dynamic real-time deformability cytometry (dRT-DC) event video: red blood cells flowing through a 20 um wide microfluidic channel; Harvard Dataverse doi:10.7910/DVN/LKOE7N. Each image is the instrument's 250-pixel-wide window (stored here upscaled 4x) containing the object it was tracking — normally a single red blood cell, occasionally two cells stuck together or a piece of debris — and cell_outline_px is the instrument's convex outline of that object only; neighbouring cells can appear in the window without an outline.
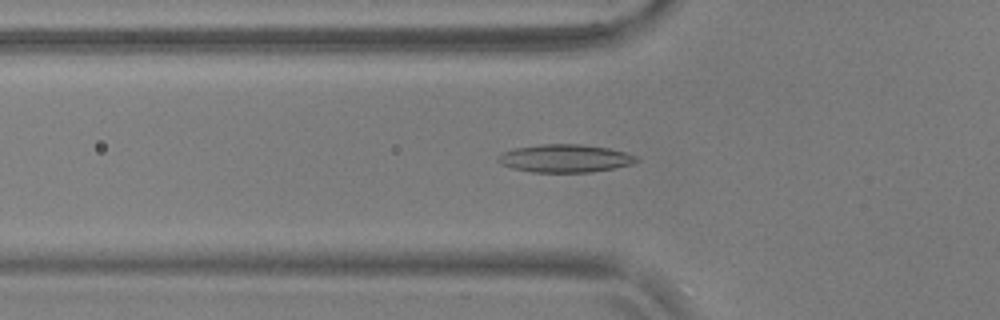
{"species": "common noctule bat (a hibernating species)", "species_latin": "Nyctalus noctula", "temperature_condition": "warm", "stored_images_in_passage": 55, "camera_frame_rate_fps": 3000, "um_per_image_px": 0.085, "animal": {"sex": "male", "body_mass_g": 17.9, "forearm_length_mm": 54.2}, "frame": {"image": 1, "passage_image": 19, "time_ms": 6.0, "image_size_px": [1000, 320], "cell_outline_px": [[640, 160], [632, 164], [592, 172], [532, 172], [512, 168], [496, 160], [496, 156], [512, 148], [540, 144], [580, 144], [608, 148], [624, 152], [636, 156]], "centroid_in_image_um": [48.0, 13.45], "position_along_channel_um": 77.8, "area_um2": 22.48}}
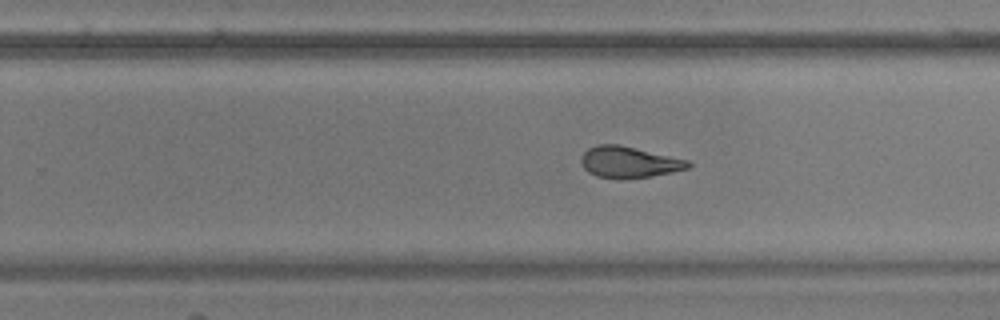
{"frame": {"image": 2, "passage_image": 35, "time_ms": 11.333, "image_size_px": [1000, 320], "cell_outline_px": [[692, 164], [688, 168], [672, 172], [652, 176], [596, 176], [588, 172], [584, 168], [580, 160], [580, 156], [588, 148], [596, 144], [620, 144], [688, 160]], "centroid_in_image_um": [53.45, 13.73], "position_along_channel_um": 276.4, "area_um2": 18.96}}
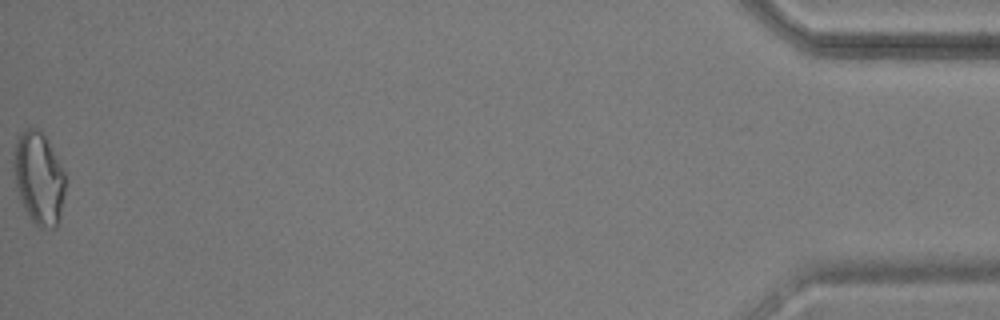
{"frame": {"image": 3, "passage_image": 55, "time_ms": 18.0, "image_size_px": [1000, 320], "cell_outline_px": [[64, 192], [60, 220], [56, 228], [40, 228], [28, 216], [20, 200], [16, 188], [12, 168], [12, 164], [16, 136], [20, 132], [28, 128], [36, 128], [44, 136], [64, 172]], "centroid_in_image_um": [3.25, 15.17], "position_along_channel_um": 431.9, "area_um2": 27.8}, "authors_computed_cell_mechanics": {"area_um2": 20.7502, "velocity_mm_per_s": 3.7072, "shape_relaxation_time_tau1_ms": null, "shape_relaxation_time_tau2_ms": 1.8492, "deformation_change_tau1": null, "deformation_change_tau2": 0.0961}}